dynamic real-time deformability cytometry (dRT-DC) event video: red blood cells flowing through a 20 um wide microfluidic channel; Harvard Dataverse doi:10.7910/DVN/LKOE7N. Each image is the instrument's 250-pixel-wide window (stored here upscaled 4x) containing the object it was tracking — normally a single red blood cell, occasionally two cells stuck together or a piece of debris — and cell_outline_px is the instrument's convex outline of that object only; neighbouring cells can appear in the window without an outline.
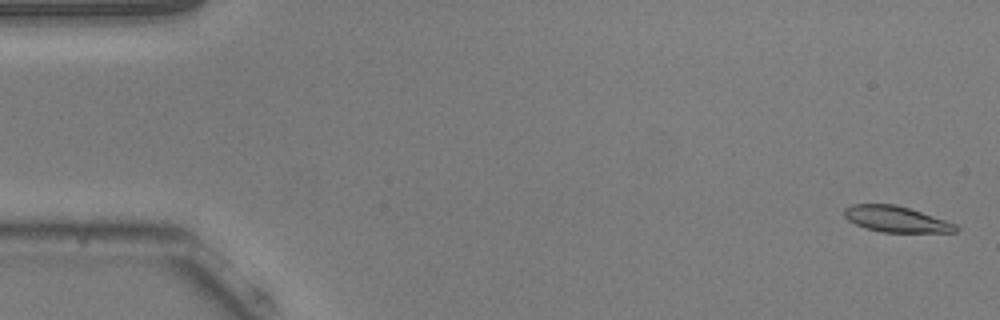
{"species": "common noctule bat (a hibernating species)", "species_latin": "Nyctalus noctula", "temperature_condition": "warm", "stored_images_in_passage": 13, "camera_frame_rate_fps": 3000, "um_per_image_px": 0.085, "animal": {"sex": "male", "body_mass_g": 20.5, "forearm_length_mm": 52.5}, "frame": {"image": 1, "passage_image": 2, "time_ms": 0.333, "image_size_px": [1000, 320], "cell_outline_px": [[960, 228], [956, 232], [880, 232], [856, 224], [848, 220], [844, 216], [844, 208], [852, 204], [896, 204], [956, 224]], "centroid_in_image_um": [76.15, 18.62], "position_along_channel_um": 8.8, "area_um2": 16.65}}